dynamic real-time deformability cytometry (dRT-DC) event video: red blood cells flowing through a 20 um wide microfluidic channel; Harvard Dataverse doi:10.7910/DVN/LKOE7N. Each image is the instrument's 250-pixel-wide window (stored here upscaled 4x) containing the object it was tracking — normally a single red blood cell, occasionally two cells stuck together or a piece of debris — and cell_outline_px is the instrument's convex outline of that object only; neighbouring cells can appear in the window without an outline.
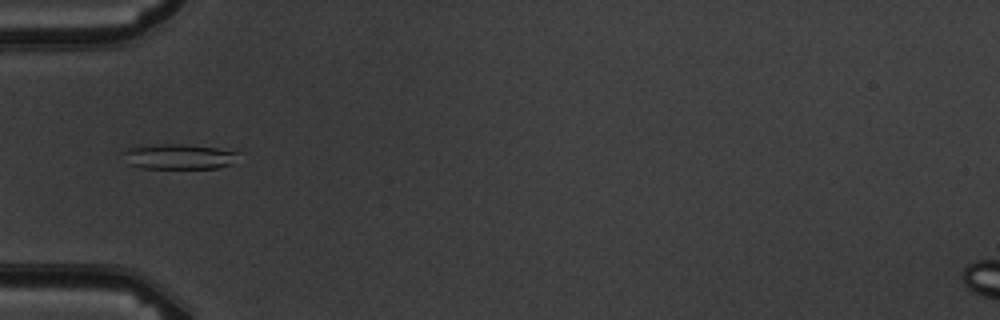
{"species": "common noctule bat (a hibernating species)", "species_latin": "Nyctalus noctula", "temperature_condition": "warm", "stored_images_in_passage": 10, "camera_frame_rate_fps": 3000, "um_per_image_px": 0.085, "animal": {"sex": "male", "body_mass_g": 19.5, "forearm_length_mm": 54.6}, "frame": {"image": 1, "passage_image": 7, "time_ms": 7.0, "image_size_px": [1000, 320], "cell_outline_px": [[240, 148], [228, 164], [216, 168], [144, 168], [128, 164], [124, 152], [128, 148], [160, 144], [184, 144]], "centroid_in_image_um": [15.28, 13.28], "position_along_channel_um": 69.7, "area_um2": 16.94}}
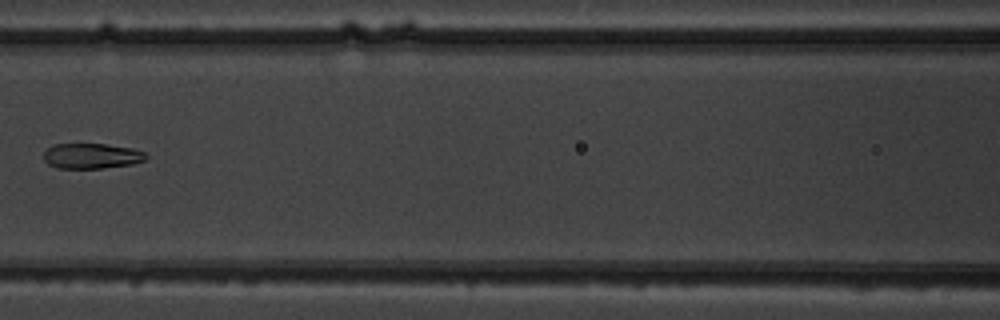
{"frame": {"image": 2, "passage_image": 9, "time_ms": 9.333, "image_size_px": [1000, 320], "cell_outline_px": [[148, 156], [144, 160], [132, 164], [104, 168], [56, 168], [48, 164], [44, 160], [44, 152], [52, 144], [104, 144], [132, 148], [144, 152]], "centroid_in_image_um": [7.77, 13.26], "position_along_channel_um": 158.8, "area_um2": 15.09}}
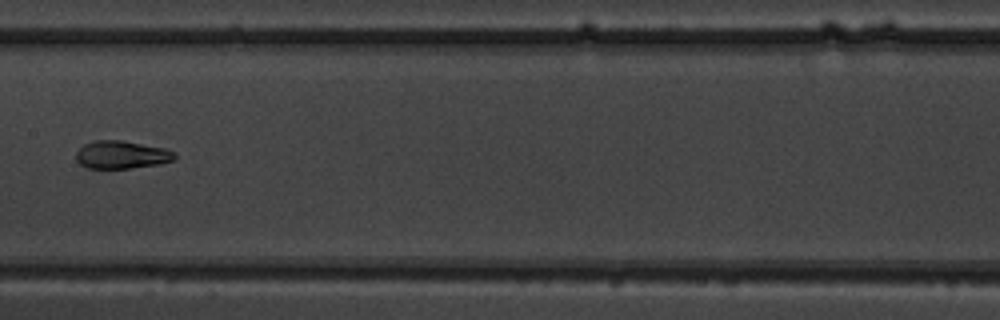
{"frame": {"image": 3, "passage_image": 10, "time_ms": 10.333, "image_size_px": [1000, 320], "cell_outline_px": [[176, 160], [160, 164], [132, 168], [84, 168], [76, 160], [76, 152], [84, 144], [96, 140], [120, 140], [164, 148], [176, 152]], "centroid_in_image_um": [10.35, 13.16], "position_along_channel_um": 197.1, "area_um2": 16.13}}